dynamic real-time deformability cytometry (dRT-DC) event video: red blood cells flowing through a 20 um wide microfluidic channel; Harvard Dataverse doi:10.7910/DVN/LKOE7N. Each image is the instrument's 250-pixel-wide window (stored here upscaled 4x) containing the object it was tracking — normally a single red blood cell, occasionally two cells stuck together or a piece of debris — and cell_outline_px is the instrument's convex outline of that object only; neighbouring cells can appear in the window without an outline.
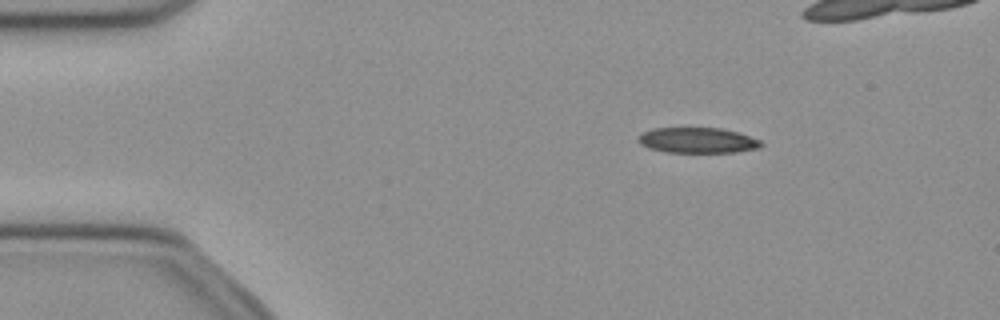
{"species": "common noctule bat (a hibernating species)", "species_latin": "Nyctalus noctula", "temperature_condition": "cold", "stored_images_in_passage": 52, "camera_frame_rate_fps": 3000, "um_per_image_px": 0.085, "animal": {"sex": "female", "body_mass_g": 21.9}, "frame": {"image": 1, "passage_image": 8, "time_ms": 2.333, "image_size_px": [1000, 320], "cell_outline_px": [[764, 144], [760, 148], [736, 152], [664, 152], [648, 148], [640, 144], [636, 140], [640, 132], [652, 128], [720, 128], [736, 132], [760, 140]], "centroid_in_image_um": [59.23, 11.93], "position_along_channel_um": 25.8, "area_um2": 18.38}}
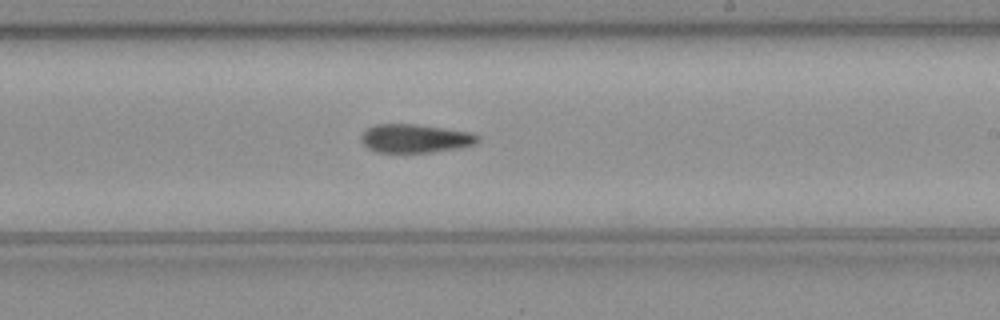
{"frame": {"image": 2, "passage_image": 30, "time_ms": 9.667, "image_size_px": [1000, 320], "cell_outline_px": [[480, 140], [476, 144], [456, 148], [432, 152], [376, 152], [368, 148], [360, 140], [360, 136], [368, 128], [376, 124], [416, 124], [468, 132], [480, 136]], "centroid_in_image_um": [35.27, 11.77], "position_along_channel_um": 253.7, "area_um2": 19.25}}
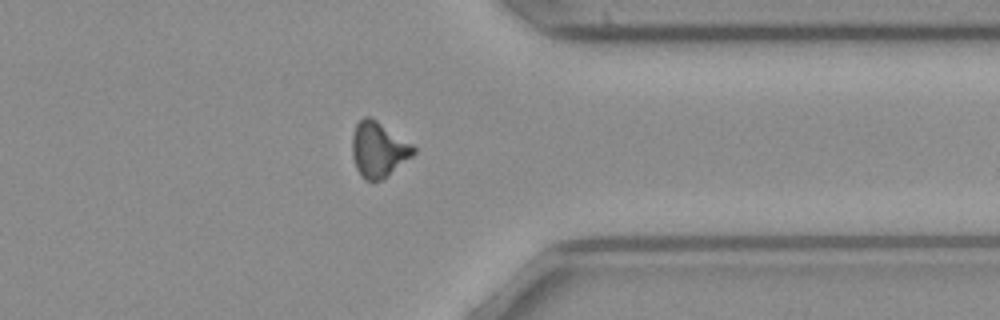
{"frame": {"image": 3, "passage_image": 40, "time_ms": 13.0, "image_size_px": [1000, 320], "cell_outline_px": [[416, 152], [412, 156], [388, 176], [380, 180], [364, 180], [360, 176], [356, 168], [352, 156], [352, 136], [356, 124], [364, 116], [368, 116], [376, 120], [412, 144], [416, 148]], "centroid_in_image_um": [32.16, 12.72], "position_along_channel_um": 379.2, "area_um2": 19.71}, "authors_computed_cell_mechanics": {"area_um2": 19.4497, "velocity_mm_per_s": 3.9823, "shape_relaxation_time_tau1_ms": 7.5872, "shape_relaxation_time_tau2_ms": 10.2581, "deformation_change_tau1": 0.1825, "deformation_change_tau2": 0.226}}